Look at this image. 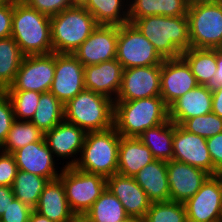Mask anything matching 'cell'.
Listing matches in <instances>:
<instances>
[{"label": "cell", "mask_w": 222, "mask_h": 222, "mask_svg": "<svg viewBox=\"0 0 222 222\" xmlns=\"http://www.w3.org/2000/svg\"><path fill=\"white\" fill-rule=\"evenodd\" d=\"M132 23L163 59L181 57L182 52L191 48L187 15H152L135 19Z\"/></svg>", "instance_id": "cell-1"}, {"label": "cell", "mask_w": 222, "mask_h": 222, "mask_svg": "<svg viewBox=\"0 0 222 222\" xmlns=\"http://www.w3.org/2000/svg\"><path fill=\"white\" fill-rule=\"evenodd\" d=\"M11 37L25 56L53 53L50 16L24 1H13Z\"/></svg>", "instance_id": "cell-2"}, {"label": "cell", "mask_w": 222, "mask_h": 222, "mask_svg": "<svg viewBox=\"0 0 222 222\" xmlns=\"http://www.w3.org/2000/svg\"><path fill=\"white\" fill-rule=\"evenodd\" d=\"M169 119V107L161 96L114 101L113 127L124 137H138Z\"/></svg>", "instance_id": "cell-3"}, {"label": "cell", "mask_w": 222, "mask_h": 222, "mask_svg": "<svg viewBox=\"0 0 222 222\" xmlns=\"http://www.w3.org/2000/svg\"><path fill=\"white\" fill-rule=\"evenodd\" d=\"M120 138L114 127L86 132L81 154L74 167L105 178L117 173Z\"/></svg>", "instance_id": "cell-4"}, {"label": "cell", "mask_w": 222, "mask_h": 222, "mask_svg": "<svg viewBox=\"0 0 222 222\" xmlns=\"http://www.w3.org/2000/svg\"><path fill=\"white\" fill-rule=\"evenodd\" d=\"M114 101L84 89L64 105V120L85 132L105 131L113 127Z\"/></svg>", "instance_id": "cell-5"}, {"label": "cell", "mask_w": 222, "mask_h": 222, "mask_svg": "<svg viewBox=\"0 0 222 222\" xmlns=\"http://www.w3.org/2000/svg\"><path fill=\"white\" fill-rule=\"evenodd\" d=\"M54 53H73L98 26L85 8L70 7L50 17Z\"/></svg>", "instance_id": "cell-6"}, {"label": "cell", "mask_w": 222, "mask_h": 222, "mask_svg": "<svg viewBox=\"0 0 222 222\" xmlns=\"http://www.w3.org/2000/svg\"><path fill=\"white\" fill-rule=\"evenodd\" d=\"M187 17L191 48H220L222 45V1L189 3Z\"/></svg>", "instance_id": "cell-7"}, {"label": "cell", "mask_w": 222, "mask_h": 222, "mask_svg": "<svg viewBox=\"0 0 222 222\" xmlns=\"http://www.w3.org/2000/svg\"><path fill=\"white\" fill-rule=\"evenodd\" d=\"M68 205L74 214H85L106 189L107 178L76 167H63L59 176Z\"/></svg>", "instance_id": "cell-8"}, {"label": "cell", "mask_w": 222, "mask_h": 222, "mask_svg": "<svg viewBox=\"0 0 222 222\" xmlns=\"http://www.w3.org/2000/svg\"><path fill=\"white\" fill-rule=\"evenodd\" d=\"M116 60L124 69L160 65L164 59L133 23L118 26Z\"/></svg>", "instance_id": "cell-9"}, {"label": "cell", "mask_w": 222, "mask_h": 222, "mask_svg": "<svg viewBox=\"0 0 222 222\" xmlns=\"http://www.w3.org/2000/svg\"><path fill=\"white\" fill-rule=\"evenodd\" d=\"M187 222L222 221V180L210 175L194 196L184 203Z\"/></svg>", "instance_id": "cell-10"}, {"label": "cell", "mask_w": 222, "mask_h": 222, "mask_svg": "<svg viewBox=\"0 0 222 222\" xmlns=\"http://www.w3.org/2000/svg\"><path fill=\"white\" fill-rule=\"evenodd\" d=\"M55 53L25 56L13 84L6 90L49 92L54 79Z\"/></svg>", "instance_id": "cell-11"}, {"label": "cell", "mask_w": 222, "mask_h": 222, "mask_svg": "<svg viewBox=\"0 0 222 222\" xmlns=\"http://www.w3.org/2000/svg\"><path fill=\"white\" fill-rule=\"evenodd\" d=\"M85 89L84 66L71 53H55L51 92L64 105Z\"/></svg>", "instance_id": "cell-12"}, {"label": "cell", "mask_w": 222, "mask_h": 222, "mask_svg": "<svg viewBox=\"0 0 222 222\" xmlns=\"http://www.w3.org/2000/svg\"><path fill=\"white\" fill-rule=\"evenodd\" d=\"M161 64L123 70L121 87L115 101H131L160 96Z\"/></svg>", "instance_id": "cell-13"}, {"label": "cell", "mask_w": 222, "mask_h": 222, "mask_svg": "<svg viewBox=\"0 0 222 222\" xmlns=\"http://www.w3.org/2000/svg\"><path fill=\"white\" fill-rule=\"evenodd\" d=\"M118 26L98 25L91 35L72 53L83 66L116 58Z\"/></svg>", "instance_id": "cell-14"}, {"label": "cell", "mask_w": 222, "mask_h": 222, "mask_svg": "<svg viewBox=\"0 0 222 222\" xmlns=\"http://www.w3.org/2000/svg\"><path fill=\"white\" fill-rule=\"evenodd\" d=\"M85 135L83 129L63 120L52 130L45 132L44 139L57 161L60 157L61 160L69 159L63 167H74L81 154Z\"/></svg>", "instance_id": "cell-15"}, {"label": "cell", "mask_w": 222, "mask_h": 222, "mask_svg": "<svg viewBox=\"0 0 222 222\" xmlns=\"http://www.w3.org/2000/svg\"><path fill=\"white\" fill-rule=\"evenodd\" d=\"M173 160L201 168L215 175V167L207 147L206 138L186 131L174 123Z\"/></svg>", "instance_id": "cell-16"}, {"label": "cell", "mask_w": 222, "mask_h": 222, "mask_svg": "<svg viewBox=\"0 0 222 222\" xmlns=\"http://www.w3.org/2000/svg\"><path fill=\"white\" fill-rule=\"evenodd\" d=\"M160 96L169 107L174 101L199 84L182 58L164 59L161 64Z\"/></svg>", "instance_id": "cell-17"}, {"label": "cell", "mask_w": 222, "mask_h": 222, "mask_svg": "<svg viewBox=\"0 0 222 222\" xmlns=\"http://www.w3.org/2000/svg\"><path fill=\"white\" fill-rule=\"evenodd\" d=\"M12 154L19 170L39 175L48 181L58 179L63 169V167L59 168L55 165L61 163L55 162L57 160L47 146L44 137L40 141L30 143L14 151Z\"/></svg>", "instance_id": "cell-18"}, {"label": "cell", "mask_w": 222, "mask_h": 222, "mask_svg": "<svg viewBox=\"0 0 222 222\" xmlns=\"http://www.w3.org/2000/svg\"><path fill=\"white\" fill-rule=\"evenodd\" d=\"M170 200L184 203L210 176L205 170L176 160L167 161Z\"/></svg>", "instance_id": "cell-19"}, {"label": "cell", "mask_w": 222, "mask_h": 222, "mask_svg": "<svg viewBox=\"0 0 222 222\" xmlns=\"http://www.w3.org/2000/svg\"><path fill=\"white\" fill-rule=\"evenodd\" d=\"M106 188L122 203L129 217L144 219L151 202L134 177L117 172L107 178Z\"/></svg>", "instance_id": "cell-20"}, {"label": "cell", "mask_w": 222, "mask_h": 222, "mask_svg": "<svg viewBox=\"0 0 222 222\" xmlns=\"http://www.w3.org/2000/svg\"><path fill=\"white\" fill-rule=\"evenodd\" d=\"M124 68L115 59L84 66L85 89L115 101L121 87Z\"/></svg>", "instance_id": "cell-21"}, {"label": "cell", "mask_w": 222, "mask_h": 222, "mask_svg": "<svg viewBox=\"0 0 222 222\" xmlns=\"http://www.w3.org/2000/svg\"><path fill=\"white\" fill-rule=\"evenodd\" d=\"M212 112V89L198 85L169 106V120L181 125L186 119Z\"/></svg>", "instance_id": "cell-22"}, {"label": "cell", "mask_w": 222, "mask_h": 222, "mask_svg": "<svg viewBox=\"0 0 222 222\" xmlns=\"http://www.w3.org/2000/svg\"><path fill=\"white\" fill-rule=\"evenodd\" d=\"M133 177L139 186L145 191L151 203L170 200L166 161L155 159Z\"/></svg>", "instance_id": "cell-23"}, {"label": "cell", "mask_w": 222, "mask_h": 222, "mask_svg": "<svg viewBox=\"0 0 222 222\" xmlns=\"http://www.w3.org/2000/svg\"><path fill=\"white\" fill-rule=\"evenodd\" d=\"M53 222H68L74 213L71 211L62 181H48L34 209Z\"/></svg>", "instance_id": "cell-24"}, {"label": "cell", "mask_w": 222, "mask_h": 222, "mask_svg": "<svg viewBox=\"0 0 222 222\" xmlns=\"http://www.w3.org/2000/svg\"><path fill=\"white\" fill-rule=\"evenodd\" d=\"M154 160L155 158L151 150L138 137L121 136L118 154V173L133 177Z\"/></svg>", "instance_id": "cell-25"}, {"label": "cell", "mask_w": 222, "mask_h": 222, "mask_svg": "<svg viewBox=\"0 0 222 222\" xmlns=\"http://www.w3.org/2000/svg\"><path fill=\"white\" fill-rule=\"evenodd\" d=\"M189 0H129V23L146 16L187 15Z\"/></svg>", "instance_id": "cell-26"}, {"label": "cell", "mask_w": 222, "mask_h": 222, "mask_svg": "<svg viewBox=\"0 0 222 222\" xmlns=\"http://www.w3.org/2000/svg\"><path fill=\"white\" fill-rule=\"evenodd\" d=\"M174 122L169 119L155 127L145 130L138 138L146 145L156 160L173 159Z\"/></svg>", "instance_id": "cell-27"}, {"label": "cell", "mask_w": 222, "mask_h": 222, "mask_svg": "<svg viewBox=\"0 0 222 222\" xmlns=\"http://www.w3.org/2000/svg\"><path fill=\"white\" fill-rule=\"evenodd\" d=\"M85 9L98 25L121 26L129 22V0H90Z\"/></svg>", "instance_id": "cell-28"}, {"label": "cell", "mask_w": 222, "mask_h": 222, "mask_svg": "<svg viewBox=\"0 0 222 222\" xmlns=\"http://www.w3.org/2000/svg\"><path fill=\"white\" fill-rule=\"evenodd\" d=\"M181 57L189 65L199 85H209L216 73V49L189 48Z\"/></svg>", "instance_id": "cell-29"}, {"label": "cell", "mask_w": 222, "mask_h": 222, "mask_svg": "<svg viewBox=\"0 0 222 222\" xmlns=\"http://www.w3.org/2000/svg\"><path fill=\"white\" fill-rule=\"evenodd\" d=\"M24 57L12 37L0 39V89L3 92L13 84Z\"/></svg>", "instance_id": "cell-30"}, {"label": "cell", "mask_w": 222, "mask_h": 222, "mask_svg": "<svg viewBox=\"0 0 222 222\" xmlns=\"http://www.w3.org/2000/svg\"><path fill=\"white\" fill-rule=\"evenodd\" d=\"M36 112L30 120L37 128L45 133L52 130L64 120V104L51 92L41 93Z\"/></svg>", "instance_id": "cell-31"}, {"label": "cell", "mask_w": 222, "mask_h": 222, "mask_svg": "<svg viewBox=\"0 0 222 222\" xmlns=\"http://www.w3.org/2000/svg\"><path fill=\"white\" fill-rule=\"evenodd\" d=\"M47 183L44 177L18 169L11 188L16 199L34 210Z\"/></svg>", "instance_id": "cell-32"}, {"label": "cell", "mask_w": 222, "mask_h": 222, "mask_svg": "<svg viewBox=\"0 0 222 222\" xmlns=\"http://www.w3.org/2000/svg\"><path fill=\"white\" fill-rule=\"evenodd\" d=\"M85 215L91 222H121L129 217L122 203L107 188Z\"/></svg>", "instance_id": "cell-33"}, {"label": "cell", "mask_w": 222, "mask_h": 222, "mask_svg": "<svg viewBox=\"0 0 222 222\" xmlns=\"http://www.w3.org/2000/svg\"><path fill=\"white\" fill-rule=\"evenodd\" d=\"M43 137L44 133L32 122L15 119L0 150L6 153H13L30 143L40 141Z\"/></svg>", "instance_id": "cell-34"}, {"label": "cell", "mask_w": 222, "mask_h": 222, "mask_svg": "<svg viewBox=\"0 0 222 222\" xmlns=\"http://www.w3.org/2000/svg\"><path fill=\"white\" fill-rule=\"evenodd\" d=\"M144 222H187L184 204L176 201L151 203Z\"/></svg>", "instance_id": "cell-35"}, {"label": "cell", "mask_w": 222, "mask_h": 222, "mask_svg": "<svg viewBox=\"0 0 222 222\" xmlns=\"http://www.w3.org/2000/svg\"><path fill=\"white\" fill-rule=\"evenodd\" d=\"M10 98L16 120L30 121L36 112L41 93L24 90H5Z\"/></svg>", "instance_id": "cell-36"}, {"label": "cell", "mask_w": 222, "mask_h": 222, "mask_svg": "<svg viewBox=\"0 0 222 222\" xmlns=\"http://www.w3.org/2000/svg\"><path fill=\"white\" fill-rule=\"evenodd\" d=\"M181 126L186 131L207 139L222 132V118L211 112L186 119Z\"/></svg>", "instance_id": "cell-37"}, {"label": "cell", "mask_w": 222, "mask_h": 222, "mask_svg": "<svg viewBox=\"0 0 222 222\" xmlns=\"http://www.w3.org/2000/svg\"><path fill=\"white\" fill-rule=\"evenodd\" d=\"M15 121L13 106L5 92L0 93V147L6 141L12 123Z\"/></svg>", "instance_id": "cell-38"}, {"label": "cell", "mask_w": 222, "mask_h": 222, "mask_svg": "<svg viewBox=\"0 0 222 222\" xmlns=\"http://www.w3.org/2000/svg\"><path fill=\"white\" fill-rule=\"evenodd\" d=\"M30 7L48 16H54L72 7L70 0H24Z\"/></svg>", "instance_id": "cell-39"}, {"label": "cell", "mask_w": 222, "mask_h": 222, "mask_svg": "<svg viewBox=\"0 0 222 222\" xmlns=\"http://www.w3.org/2000/svg\"><path fill=\"white\" fill-rule=\"evenodd\" d=\"M17 170V164L13 154L0 150V186L11 187Z\"/></svg>", "instance_id": "cell-40"}, {"label": "cell", "mask_w": 222, "mask_h": 222, "mask_svg": "<svg viewBox=\"0 0 222 222\" xmlns=\"http://www.w3.org/2000/svg\"><path fill=\"white\" fill-rule=\"evenodd\" d=\"M32 210V208L15 198L0 217V222H28Z\"/></svg>", "instance_id": "cell-41"}, {"label": "cell", "mask_w": 222, "mask_h": 222, "mask_svg": "<svg viewBox=\"0 0 222 222\" xmlns=\"http://www.w3.org/2000/svg\"><path fill=\"white\" fill-rule=\"evenodd\" d=\"M207 147L215 167V175L222 172V132L206 139Z\"/></svg>", "instance_id": "cell-42"}, {"label": "cell", "mask_w": 222, "mask_h": 222, "mask_svg": "<svg viewBox=\"0 0 222 222\" xmlns=\"http://www.w3.org/2000/svg\"><path fill=\"white\" fill-rule=\"evenodd\" d=\"M13 1L7 0L0 6V39L11 37Z\"/></svg>", "instance_id": "cell-43"}, {"label": "cell", "mask_w": 222, "mask_h": 222, "mask_svg": "<svg viewBox=\"0 0 222 222\" xmlns=\"http://www.w3.org/2000/svg\"><path fill=\"white\" fill-rule=\"evenodd\" d=\"M15 199L14 193L11 187L0 186V217L6 211L11 203Z\"/></svg>", "instance_id": "cell-44"}, {"label": "cell", "mask_w": 222, "mask_h": 222, "mask_svg": "<svg viewBox=\"0 0 222 222\" xmlns=\"http://www.w3.org/2000/svg\"><path fill=\"white\" fill-rule=\"evenodd\" d=\"M216 63H217V70L216 73L208 85L211 89H216L222 86V52L219 49H216Z\"/></svg>", "instance_id": "cell-45"}, {"label": "cell", "mask_w": 222, "mask_h": 222, "mask_svg": "<svg viewBox=\"0 0 222 222\" xmlns=\"http://www.w3.org/2000/svg\"><path fill=\"white\" fill-rule=\"evenodd\" d=\"M212 112L222 118V86L212 89Z\"/></svg>", "instance_id": "cell-46"}, {"label": "cell", "mask_w": 222, "mask_h": 222, "mask_svg": "<svg viewBox=\"0 0 222 222\" xmlns=\"http://www.w3.org/2000/svg\"><path fill=\"white\" fill-rule=\"evenodd\" d=\"M28 222H53L47 217L39 214L35 210H32L30 216H29V221Z\"/></svg>", "instance_id": "cell-47"}, {"label": "cell", "mask_w": 222, "mask_h": 222, "mask_svg": "<svg viewBox=\"0 0 222 222\" xmlns=\"http://www.w3.org/2000/svg\"><path fill=\"white\" fill-rule=\"evenodd\" d=\"M68 222H91L85 214H74Z\"/></svg>", "instance_id": "cell-48"}, {"label": "cell", "mask_w": 222, "mask_h": 222, "mask_svg": "<svg viewBox=\"0 0 222 222\" xmlns=\"http://www.w3.org/2000/svg\"><path fill=\"white\" fill-rule=\"evenodd\" d=\"M72 7L85 8L90 0H70Z\"/></svg>", "instance_id": "cell-49"}, {"label": "cell", "mask_w": 222, "mask_h": 222, "mask_svg": "<svg viewBox=\"0 0 222 222\" xmlns=\"http://www.w3.org/2000/svg\"><path fill=\"white\" fill-rule=\"evenodd\" d=\"M121 222H144V220L137 217H127L125 220Z\"/></svg>", "instance_id": "cell-50"}, {"label": "cell", "mask_w": 222, "mask_h": 222, "mask_svg": "<svg viewBox=\"0 0 222 222\" xmlns=\"http://www.w3.org/2000/svg\"><path fill=\"white\" fill-rule=\"evenodd\" d=\"M206 1H222V0H189V3H194V2H206Z\"/></svg>", "instance_id": "cell-51"}, {"label": "cell", "mask_w": 222, "mask_h": 222, "mask_svg": "<svg viewBox=\"0 0 222 222\" xmlns=\"http://www.w3.org/2000/svg\"><path fill=\"white\" fill-rule=\"evenodd\" d=\"M7 0H0V6L4 4Z\"/></svg>", "instance_id": "cell-52"}, {"label": "cell", "mask_w": 222, "mask_h": 222, "mask_svg": "<svg viewBox=\"0 0 222 222\" xmlns=\"http://www.w3.org/2000/svg\"><path fill=\"white\" fill-rule=\"evenodd\" d=\"M218 175L220 176V178H221V180H222V172H220Z\"/></svg>", "instance_id": "cell-53"}]
</instances>
